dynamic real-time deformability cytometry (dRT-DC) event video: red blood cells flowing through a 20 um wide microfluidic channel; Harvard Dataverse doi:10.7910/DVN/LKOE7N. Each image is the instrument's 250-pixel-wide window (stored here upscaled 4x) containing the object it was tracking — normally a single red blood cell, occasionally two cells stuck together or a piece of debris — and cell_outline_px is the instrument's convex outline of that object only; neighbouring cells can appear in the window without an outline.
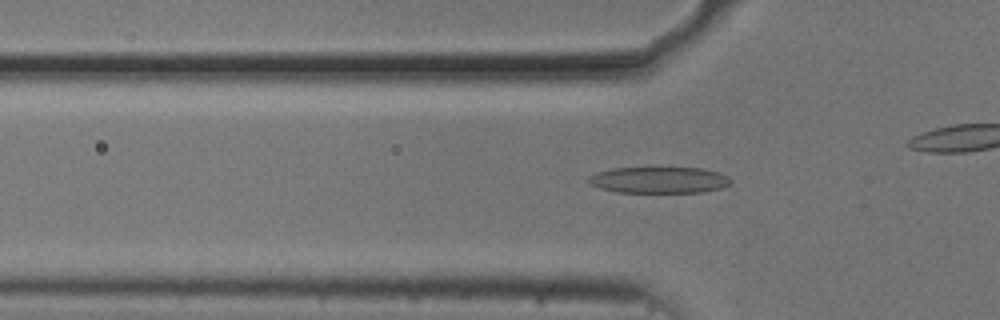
{"species": "common noctule bat (a hibernating species)", "species_latin": "Nyctalus noctula", "temperature_condition": "cold", "stored_images_in_passage": 44, "camera_frame_rate_fps": 3000, "um_per_image_px": 0.085, "animal": {"sex": "male", "body_mass_g": 20.5, "forearm_length_mm": 52.5}, "frame": {"image": 1, "passage_image": 18, "time_ms": 5.667, "image_size_px": [1000, 320], "cell_outline_px": [[732, 180], [728, 184], [720, 188], [704, 192], [616, 192], [600, 188], [592, 184], [588, 180], [588, 176], [596, 172], [612, 168], [700, 168], [720, 172], [728, 176]], "centroid_in_image_um": [56.02, 15.29], "position_along_channel_um": 69.8, "area_um2": 21.73}}
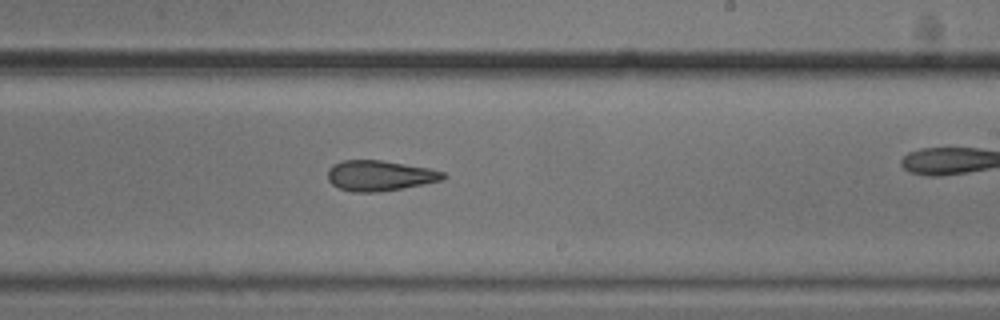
{"frame": {"image": 2, "passage_image": 33, "time_ms": 10.667, "image_size_px": [1000, 320], "cell_outline_px": [[448, 176], [444, 180], [424, 184], [376, 192], [352, 192], [340, 188], [332, 184], [328, 180], [328, 168], [332, 164], [340, 160], [380, 160], [428, 168], [444, 172]], "centroid_in_image_um": [32.26, 14.92], "position_along_channel_um": 256.7, "area_um2": 20.46}}
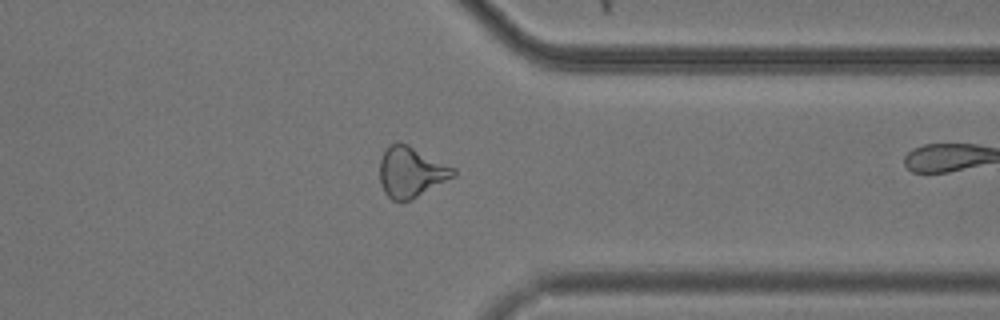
{"frame": {"image": 3, "passage_image": 43, "time_ms": 14.0, "image_size_px": [1000, 320], "cell_outline_px": [[456, 176], [408, 200], [392, 200], [384, 192], [380, 184], [380, 160], [388, 144], [408, 144], [456, 168]], "centroid_in_image_um": [34.95, 14.61], "position_along_channel_um": 376.5, "area_um2": 21.39}}